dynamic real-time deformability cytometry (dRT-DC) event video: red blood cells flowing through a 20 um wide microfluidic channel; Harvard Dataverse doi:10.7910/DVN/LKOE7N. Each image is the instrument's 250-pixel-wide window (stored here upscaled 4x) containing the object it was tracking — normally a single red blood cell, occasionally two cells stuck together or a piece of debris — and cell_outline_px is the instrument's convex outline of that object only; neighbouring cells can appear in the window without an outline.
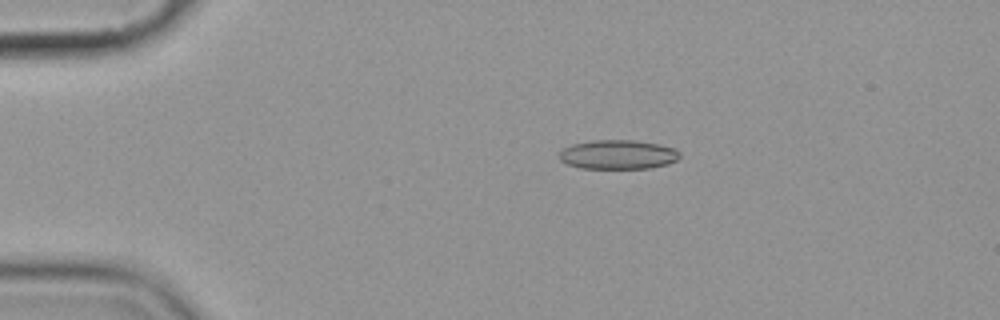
{"species": "common noctule bat (a hibernating species)", "species_latin": "Nyctalus noctula", "temperature_condition": "cold", "stored_images_in_passage": 5, "camera_frame_rate_fps": 3000, "um_per_image_px": 0.085, "animal": {"sex": "female", "body_mass_g": 19.9}, "frame": {"image": 1, "passage_image": 4, "time_ms": 3.333, "image_size_px": [1000, 320], "cell_outline_px": [[680, 156], [676, 160], [668, 164], [648, 168], [580, 168], [568, 164], [560, 160], [560, 152], [564, 148], [572, 144], [592, 140], [636, 140], [660, 144], [676, 148], [680, 152]], "centroid_in_image_um": [52.56, 13.13], "position_along_channel_um": 32.4, "area_um2": 20.58}}